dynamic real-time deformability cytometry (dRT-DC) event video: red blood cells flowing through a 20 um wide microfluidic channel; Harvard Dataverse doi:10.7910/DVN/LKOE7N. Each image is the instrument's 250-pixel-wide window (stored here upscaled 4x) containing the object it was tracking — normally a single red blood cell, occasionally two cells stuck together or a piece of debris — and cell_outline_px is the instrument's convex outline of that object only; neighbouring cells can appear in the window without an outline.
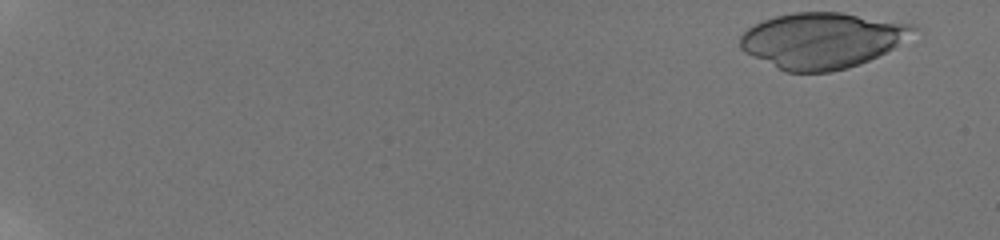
{"species": "human", "species_latin": "Homo sapiens", "temperature_condition": "room temperature", "stored_images_in_passage": 11, "camera_frame_rate_fps": 3000, "um_per_image_px": 0.085, "donor": {"sex": "male"}, "frame": {"image": 1, "passage_image": 1, "time_ms": 0.0, "image_size_px": [1000, 240], "cell_outline_px": [[920, 28], [892, 48], [868, 60], [848, 68], [832, 72], [784, 72], [744, 52], [740, 48], [740, 36], [748, 28], [764, 20], [776, 16], [792, 12], [840, 12], [912, 24]], "centroid_in_image_um": [69.84, 3.43], "position_along_channel_um": 15.2, "area_um2": 55.89}}